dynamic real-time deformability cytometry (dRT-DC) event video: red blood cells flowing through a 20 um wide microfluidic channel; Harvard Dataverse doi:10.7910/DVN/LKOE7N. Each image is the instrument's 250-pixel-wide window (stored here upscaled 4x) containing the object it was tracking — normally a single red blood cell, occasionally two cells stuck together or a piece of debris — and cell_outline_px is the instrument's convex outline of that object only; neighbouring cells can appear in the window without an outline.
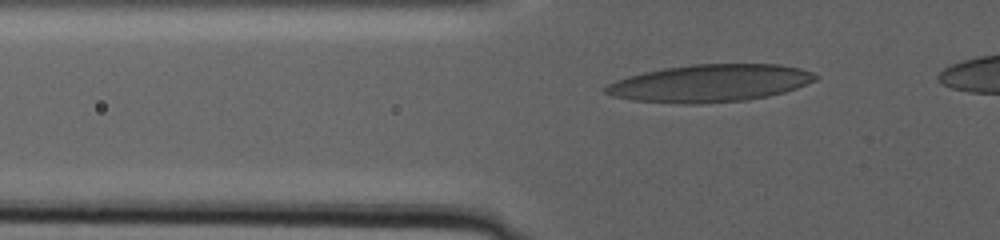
{"species": "human", "species_latin": "Homo sapiens", "temperature_condition": "warm", "stored_images_in_passage": 35, "camera_frame_rate_fps": 3000, "um_per_image_px": 0.085, "donor": {"sex": "male"}, "frame": {"image": 1, "passage_image": 8, "time_ms": 4.333, "image_size_px": [1000, 240], "cell_outline_px": [[820, 76], [816, 80], [796, 88], [784, 92], [768, 96], [748, 100], [700, 104], [684, 104], [632, 100], [612, 96], [604, 92], [604, 88], [608, 84], [616, 80], [628, 76], [644, 72], [664, 68], [692, 64], [780, 64], [800, 68], [812, 72]], "centroid_in_image_um": [60.36, 7.07], "position_along_channel_um": 65.4, "area_um2": 45.95}}
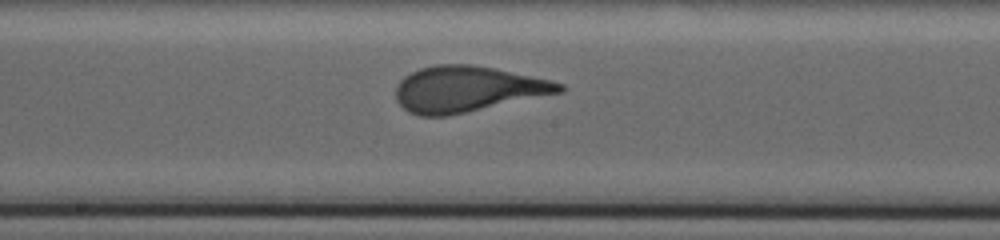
{"frame": {"image": 2, "passage_image": 19, "time_ms": 11.667, "image_size_px": [1000, 240], "cell_outline_px": [[564, 92], [448, 116], [420, 116], [408, 112], [396, 100], [396, 84], [404, 76], [420, 68], [436, 64], [472, 64], [496, 68], [552, 80], [564, 84]], "centroid_in_image_um": [39.74, 7.57], "position_along_channel_um": 208.5, "area_um2": 43.99}}
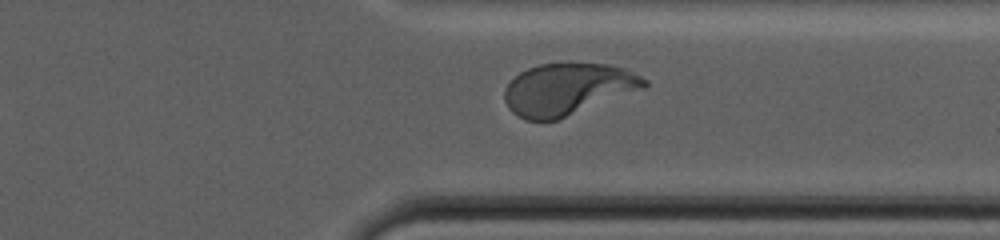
{"frame": {"image": 3, "passage_image": 30, "time_ms": 19.0, "image_size_px": [1000, 240], "cell_outline_px": [[648, 84], [644, 88], [556, 120], [524, 120], [512, 112], [508, 108], [504, 100], [504, 88], [520, 72], [528, 68], [540, 64], [568, 60], [608, 64], [624, 68], [648, 80]], "centroid_in_image_um": [48.23, 7.53], "position_along_channel_um": 363.2, "area_um2": 42.66}}